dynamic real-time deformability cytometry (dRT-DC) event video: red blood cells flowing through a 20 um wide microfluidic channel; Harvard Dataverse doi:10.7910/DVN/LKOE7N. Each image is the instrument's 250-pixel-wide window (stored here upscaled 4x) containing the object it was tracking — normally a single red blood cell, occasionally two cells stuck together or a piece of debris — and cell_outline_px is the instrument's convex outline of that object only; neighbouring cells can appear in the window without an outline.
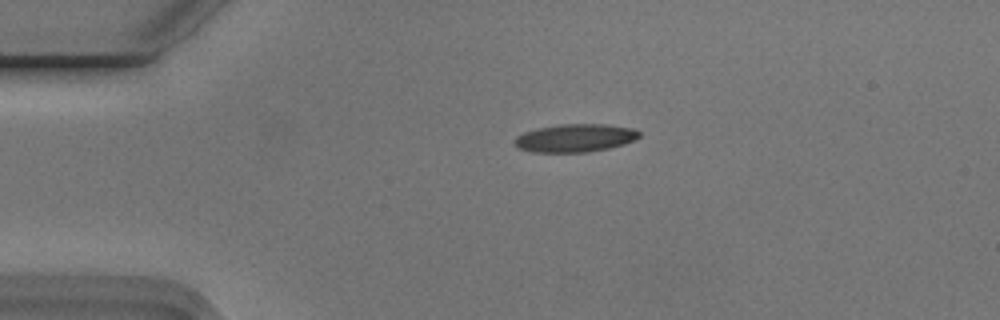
{"species": "Egyptian fruit bat (a non-hibernating species)", "species_latin": "Rousettus aegyptiacus", "temperature_condition": "cold", "stored_images_in_passage": 2, "camera_frame_rate_fps": 3000, "um_per_image_px": 0.085, "animal": {"sex": "male"}, "frame": {"image": 1, "passage_image": 2, "time_ms": 0.333, "image_size_px": [1000, 320], "cell_outline_px": [[640, 136], [624, 144], [608, 148], [588, 152], [532, 152], [520, 148], [516, 144], [516, 136], [524, 132], [536, 128], [556, 124], [604, 124], [632, 128], [640, 132]], "centroid_in_image_um": [48.88, 11.72], "position_along_channel_um": 36.1, "area_um2": 20.23}}